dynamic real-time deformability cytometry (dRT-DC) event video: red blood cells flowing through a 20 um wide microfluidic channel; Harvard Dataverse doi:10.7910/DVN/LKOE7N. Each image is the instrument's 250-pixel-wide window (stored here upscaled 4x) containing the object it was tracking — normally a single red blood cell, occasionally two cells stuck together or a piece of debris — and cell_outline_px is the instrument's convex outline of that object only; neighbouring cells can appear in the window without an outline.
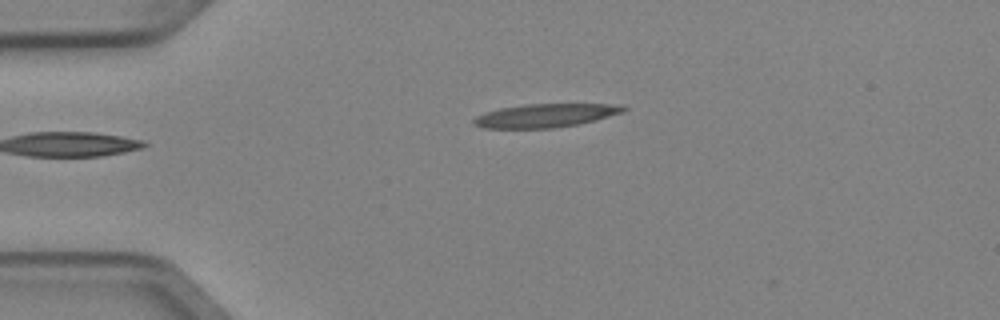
{"species": "Egyptian fruit bat (a non-hibernating species)", "species_latin": "Rousettus aegyptiacus", "temperature_condition": "cold", "stored_images_in_passage": 5, "camera_frame_rate_fps": 3000, "um_per_image_px": 0.085, "animal": {"sex": "female"}, "frame": {"image": 1, "passage_image": 5, "time_ms": 1.333, "image_size_px": [1000, 320], "cell_outline_px": [[628, 108], [624, 112], [596, 120], [556, 128], [484, 128], [472, 124], [472, 120], [476, 116], [500, 108], [524, 104], [624, 104]], "centroid_in_image_um": [46.4, 9.81], "position_along_channel_um": 38.6, "area_um2": 20.58}}